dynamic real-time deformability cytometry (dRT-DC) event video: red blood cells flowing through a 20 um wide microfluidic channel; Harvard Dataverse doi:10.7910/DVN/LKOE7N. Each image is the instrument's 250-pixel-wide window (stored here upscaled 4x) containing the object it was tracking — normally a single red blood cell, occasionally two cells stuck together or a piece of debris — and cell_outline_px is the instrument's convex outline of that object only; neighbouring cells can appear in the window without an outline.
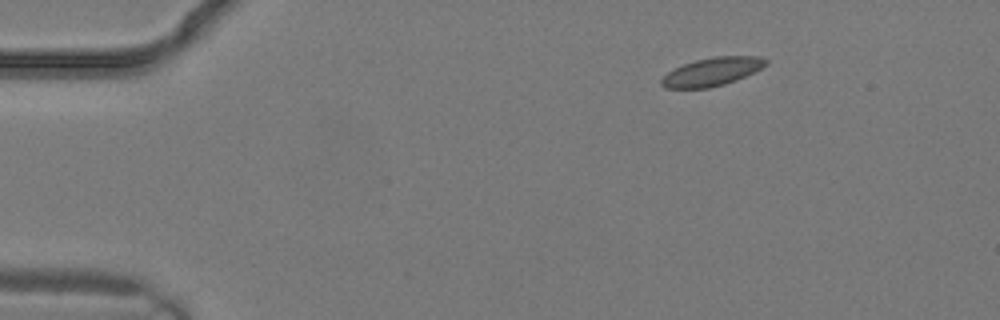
{"species": "common noctule bat (a hibernating species)", "species_latin": "Nyctalus noctula", "temperature_condition": "warm", "stored_images_in_passage": 2, "camera_frame_rate_fps": 3000, "um_per_image_px": 0.085, "animal": {"sex": "male", "body_mass_g": 19.2, "forearm_length_mm": 51.8}, "frame": {"image": 1, "passage_image": 1, "time_ms": 0.0, "image_size_px": [1000, 320], "cell_outline_px": [[768, 64], [736, 80], [724, 84], [708, 88], [664, 88], [660, 84], [660, 80], [668, 72], [684, 64], [696, 60], [716, 56], [760, 56], [768, 60]], "centroid_in_image_um": [60.52, 6.09], "position_along_channel_um": 24.5, "area_um2": 16.99}}